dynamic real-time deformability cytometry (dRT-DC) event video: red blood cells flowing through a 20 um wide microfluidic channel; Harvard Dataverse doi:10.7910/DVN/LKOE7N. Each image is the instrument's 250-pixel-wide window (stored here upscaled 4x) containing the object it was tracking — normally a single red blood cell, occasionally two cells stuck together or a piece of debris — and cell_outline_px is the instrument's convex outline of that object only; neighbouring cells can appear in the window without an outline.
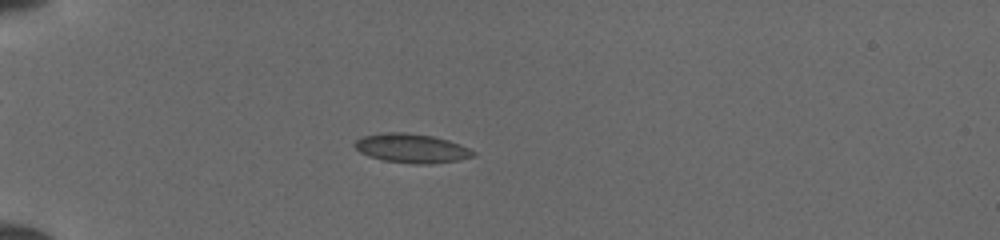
{"species": "common noctule bat (a hibernating species)", "species_latin": "Nyctalus noctula", "temperature_condition": "cold", "stored_images_in_passage": 51, "camera_frame_rate_fps": 3000, "um_per_image_px": 0.085, "animal": {"sex": "female", "body_mass_g": 19.5, "forearm_length_mm": 54.1}, "frame": {"image": 1, "passage_image": 16, "time_ms": 5.0, "image_size_px": [1000, 240], "cell_outline_px": [[476, 156], [460, 160], [432, 164], [416, 164], [384, 160], [368, 156], [360, 152], [352, 144], [356, 140], [364, 136], [388, 132], [404, 132], [432, 136], [448, 140], [460, 144], [476, 152]], "centroid_in_image_um": [35.01, 12.61], "position_along_channel_um": 50.0, "area_um2": 20.11}}
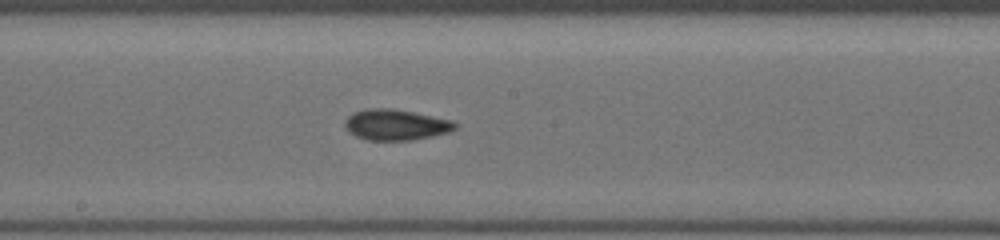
{"frame": {"image": 2, "passage_image": 30, "time_ms": 9.667, "image_size_px": [1000, 240], "cell_outline_px": [[456, 128], [448, 132], [432, 136], [412, 140], [368, 140], [356, 136], [348, 132], [344, 124], [344, 120], [352, 112], [368, 108], [392, 108], [452, 120], [456, 124]], "centroid_in_image_um": [33.59, 10.6], "position_along_channel_um": 214.6, "area_um2": 19.77}}
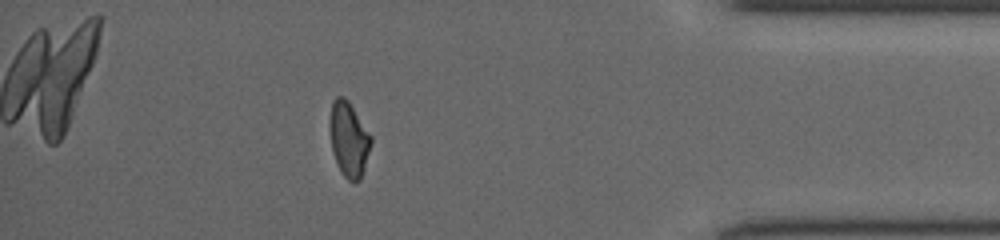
{"frame": {"image": 3, "passage_image": 46, "time_ms": 15.0, "image_size_px": [1000, 240], "cell_outline_px": [[372, 144], [360, 180], [348, 180], [340, 172], [332, 148], [328, 128], [328, 124], [332, 100], [336, 96], [344, 96], [348, 100], [372, 136]], "centroid_in_image_um": [29.63, 11.79], "position_along_channel_um": 405.6, "area_um2": 18.15}}